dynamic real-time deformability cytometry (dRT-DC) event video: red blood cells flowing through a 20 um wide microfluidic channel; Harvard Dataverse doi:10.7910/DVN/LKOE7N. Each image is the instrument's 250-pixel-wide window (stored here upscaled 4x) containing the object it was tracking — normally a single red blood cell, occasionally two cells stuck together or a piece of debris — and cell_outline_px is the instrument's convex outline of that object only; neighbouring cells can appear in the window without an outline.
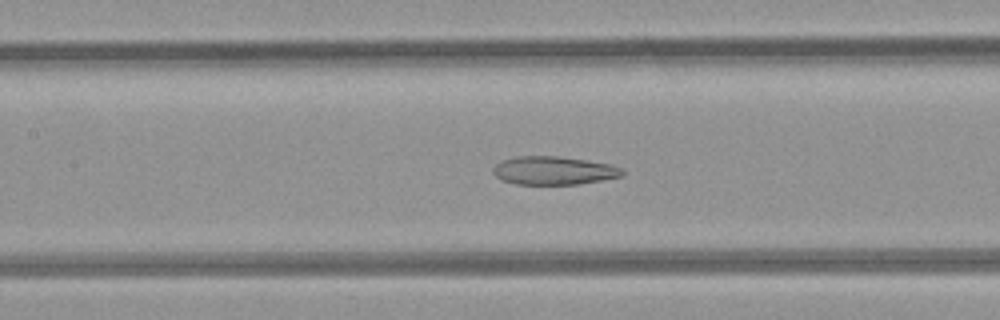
{"species": "common noctule bat (a hibernating species)", "species_latin": "Nyctalus noctula", "temperature_condition": "room temperature", "stored_images_in_passage": 47, "camera_frame_rate_fps": 3000, "um_per_image_px": 0.085, "animal": {"sex": "female", "body_mass_g": 21.9}, "frame": {"image": 1, "passage_image": 21, "time_ms": 6.667, "image_size_px": [1000, 320], "cell_outline_px": [[624, 176], [576, 184], [516, 184], [500, 180], [492, 172], [492, 168], [500, 160], [516, 156], [560, 156], [588, 160], [612, 164], [624, 168]], "centroid_in_image_um": [47.06, 14.48], "position_along_channel_um": 160.3, "area_um2": 21.62}}
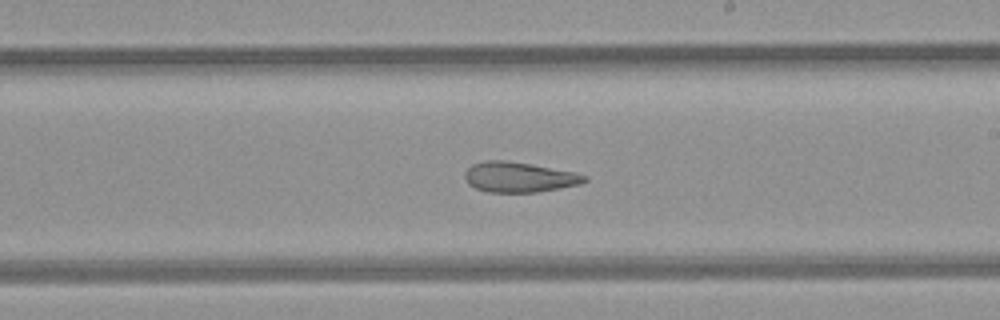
{"frame": {"image": 2, "passage_image": 27, "time_ms": 8.667, "image_size_px": [1000, 320], "cell_outline_px": [[588, 180], [580, 184], [560, 188], [536, 192], [488, 192], [476, 188], [468, 184], [464, 176], [464, 172], [472, 164], [484, 160], [504, 160], [576, 172], [588, 176]], "centroid_in_image_um": [44.11, 15.05], "position_along_channel_um": 244.9, "area_um2": 21.04}}
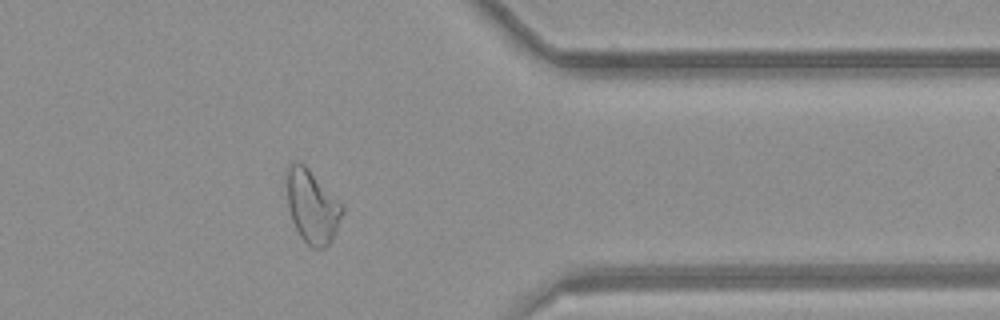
{"frame": {"image": 3, "passage_image": 38, "time_ms": 12.333, "image_size_px": [1000, 320], "cell_outline_px": [[344, 212], [332, 240], [324, 248], [312, 248], [300, 236], [292, 220], [288, 208], [288, 164], [292, 160], [300, 160], [344, 204]], "centroid_in_image_um": [26.56, 17.53], "position_along_channel_um": 384.8, "area_um2": 23.76}, "authors_computed_cell_mechanics": {"area_um2": 24.7384, "velocity_mm_per_s": 4.2344, "shape_relaxation_time_tau1_ms": null, "shape_relaxation_time_tau2_ms": 3.3001, "deformation_change_tau1": null, "deformation_change_tau2": 0.1244}}